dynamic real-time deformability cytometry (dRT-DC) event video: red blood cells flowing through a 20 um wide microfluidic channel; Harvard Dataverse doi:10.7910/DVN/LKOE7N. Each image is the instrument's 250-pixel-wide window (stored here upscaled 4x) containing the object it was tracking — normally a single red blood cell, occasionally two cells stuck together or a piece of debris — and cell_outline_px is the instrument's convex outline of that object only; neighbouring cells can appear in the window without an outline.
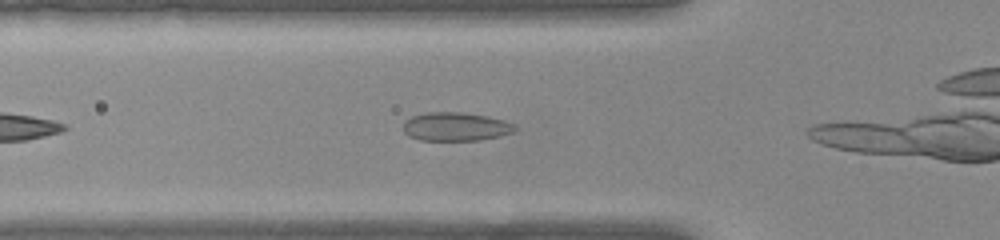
{"species": "common noctule bat (a hibernating species)", "species_latin": "Nyctalus noctula", "temperature_condition": "warm", "stored_images_in_passage": 5, "camera_frame_rate_fps": 3000, "um_per_image_px": 0.085, "animal": {"sex": "female", "body_mass_g": 22.0, "forearm_length_mm": 56.7}, "frame": {"image": 1, "passage_image": 3, "time_ms": 0.667, "image_size_px": [1000, 240], "cell_outline_px": [[516, 128], [512, 132], [480, 140], [420, 140], [408, 136], [404, 132], [404, 120], [412, 116], [428, 112], [460, 112], [484, 116], [504, 120], [516, 124]], "centroid_in_image_um": [38.7, 10.76], "position_along_channel_um": 87.1, "area_um2": 18.44}}